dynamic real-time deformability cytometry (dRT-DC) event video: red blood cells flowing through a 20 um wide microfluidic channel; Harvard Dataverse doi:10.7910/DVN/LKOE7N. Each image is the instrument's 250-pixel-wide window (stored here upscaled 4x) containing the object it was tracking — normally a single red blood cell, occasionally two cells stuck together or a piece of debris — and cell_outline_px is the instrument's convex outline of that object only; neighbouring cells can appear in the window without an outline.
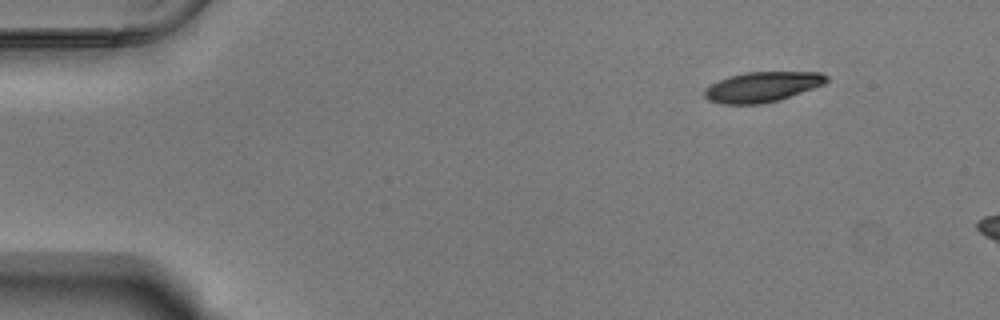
{"species": "Egyptian fruit bat (a non-hibernating species)", "species_latin": "Rousettus aegyptiacus", "temperature_condition": "warm", "stored_images_in_passage": 9, "camera_frame_rate_fps": 3000, "um_per_image_px": 0.085, "animal": {"sex": "male"}, "frame": {"image": 1, "passage_image": 1, "time_ms": 0.0, "image_size_px": [1000, 320], "cell_outline_px": [[828, 80], [824, 84], [776, 100], [760, 104], [720, 104], [708, 100], [704, 96], [704, 88], [720, 80], [732, 76], [748, 72], [820, 72], [828, 76]], "centroid_in_image_um": [64.76, 7.38], "position_along_channel_um": 20.2, "area_um2": 21.04}}